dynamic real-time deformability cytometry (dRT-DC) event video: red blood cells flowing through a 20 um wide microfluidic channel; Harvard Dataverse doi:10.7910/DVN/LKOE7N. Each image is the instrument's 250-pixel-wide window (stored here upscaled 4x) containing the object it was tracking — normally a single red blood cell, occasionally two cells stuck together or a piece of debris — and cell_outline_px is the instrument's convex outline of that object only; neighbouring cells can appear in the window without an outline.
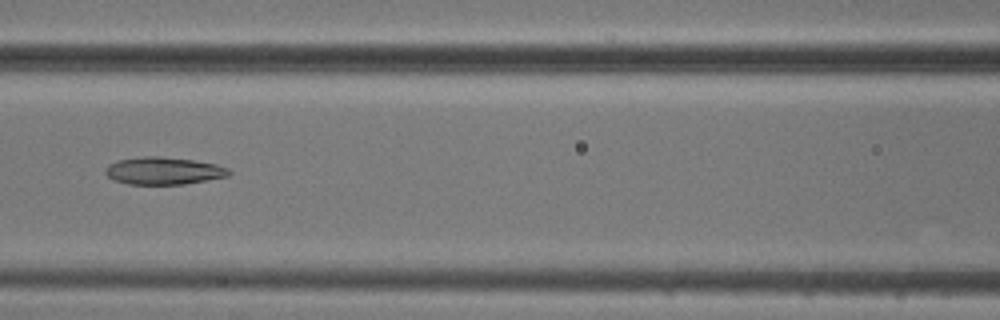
{"species": "common noctule bat (a hibernating species)", "species_latin": "Nyctalus noctula", "temperature_condition": "cold", "stored_images_in_passage": 6, "camera_frame_rate_fps": 3000, "um_per_image_px": 0.085, "animal": {"sex": "male", "body_mass_g": 20.5, "forearm_length_mm": 52.5}, "frame": {"image": 1, "passage_image": 6, "time_ms": 5.667, "image_size_px": [1000, 320], "cell_outline_px": [[232, 172], [228, 176], [184, 184], [128, 184], [116, 180], [108, 176], [104, 172], [104, 168], [108, 164], [116, 160], [144, 156], [160, 156], [192, 160], [216, 164], [228, 168]], "centroid_in_image_um": [13.88, 14.51], "position_along_channel_um": 152.7, "area_um2": 19.71}}